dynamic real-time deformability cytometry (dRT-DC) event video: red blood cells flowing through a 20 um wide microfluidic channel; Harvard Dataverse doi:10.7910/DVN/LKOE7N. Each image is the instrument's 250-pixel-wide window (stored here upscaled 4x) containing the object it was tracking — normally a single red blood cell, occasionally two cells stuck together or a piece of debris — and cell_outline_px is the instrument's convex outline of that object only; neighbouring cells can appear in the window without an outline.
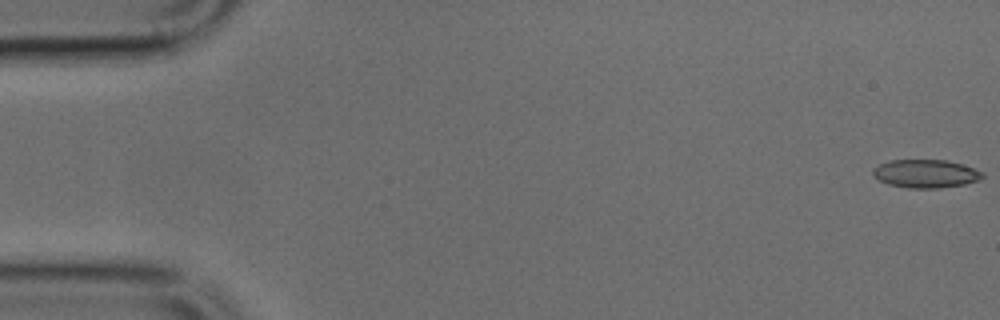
{"species": "common noctule bat (a hibernating species)", "species_latin": "Nyctalus noctula", "temperature_condition": "cold", "stored_images_in_passage": 49, "camera_frame_rate_fps": 3000, "um_per_image_px": 0.085, "animal": {"sex": "male", "body_mass_g": 17.9, "forearm_length_mm": 54.2}, "frame": {"image": 1, "passage_image": 1, "time_ms": 0.0, "image_size_px": [1000, 320], "cell_outline_px": [[984, 176], [980, 180], [964, 184], [940, 188], [908, 188], [888, 184], [880, 180], [872, 172], [872, 168], [880, 164], [892, 160], [948, 160], [984, 172]], "centroid_in_image_um": [78.7, 14.76], "position_along_channel_um": 6.3, "area_um2": 17.92}}
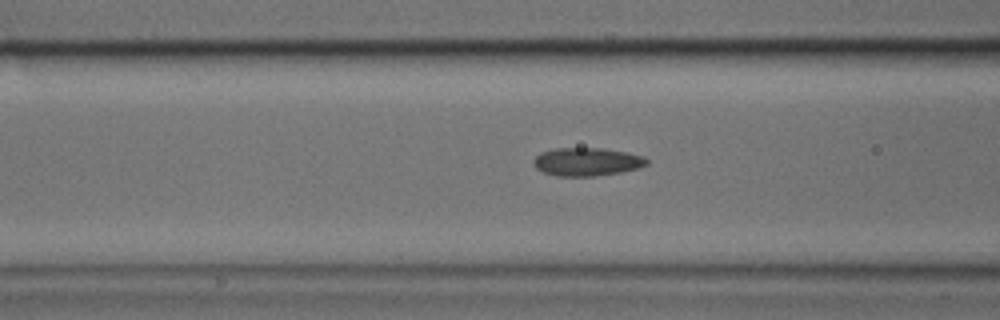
{"frame": {"image": 2, "passage_image": 19, "time_ms": 6.0, "image_size_px": [1000, 320], "cell_outline_px": [[648, 164], [640, 168], [620, 172], [592, 176], [556, 176], [544, 172], [536, 168], [532, 164], [532, 160], [540, 152], [556, 148], [600, 148], [628, 152], [644, 156], [648, 160]], "centroid_in_image_um": [49.88, 13.74], "position_along_channel_um": 116.7, "area_um2": 18.73}}
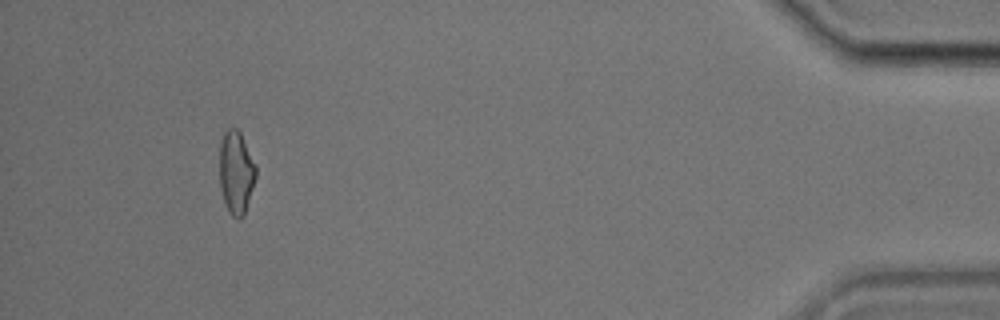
{"frame": {"image": 3, "passage_image": 46, "time_ms": 15.0, "image_size_px": [1000, 320], "cell_outline_px": [[256, 176], [244, 216], [240, 220], [232, 216], [228, 212], [220, 188], [220, 140], [224, 132], [228, 128], [236, 128], [240, 132], [256, 164]], "centroid_in_image_um": [20.07, 14.66], "position_along_channel_um": 415.1, "area_um2": 17.69}}